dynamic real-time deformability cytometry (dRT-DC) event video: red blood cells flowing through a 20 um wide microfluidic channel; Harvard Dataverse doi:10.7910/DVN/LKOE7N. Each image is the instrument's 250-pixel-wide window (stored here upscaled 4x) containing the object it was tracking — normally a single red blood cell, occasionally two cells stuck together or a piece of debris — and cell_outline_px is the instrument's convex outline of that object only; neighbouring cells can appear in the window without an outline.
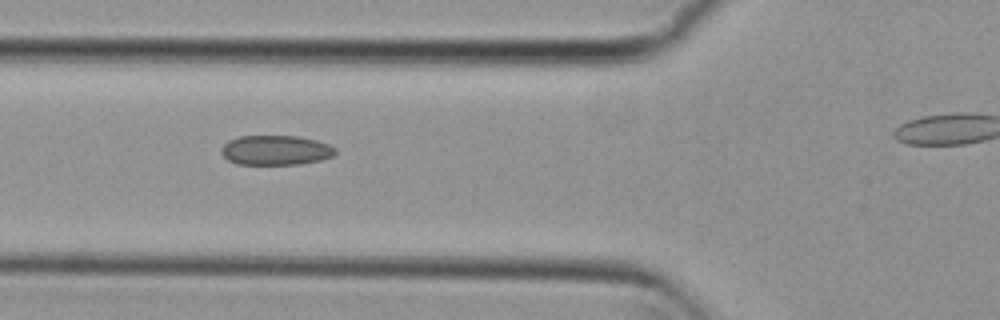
{"species": "common noctule bat (a hibernating species)", "species_latin": "Nyctalus noctula", "temperature_condition": "cold", "stored_images_in_passage": 8, "camera_frame_rate_fps": 3000, "um_per_image_px": 0.085, "animal": {"sex": "female", "body_mass_g": 29.2, "forearm_length_mm": 56.3}, "frame": {"image": 1, "passage_image": 7, "time_ms": 2.0, "image_size_px": [1000, 320], "cell_outline_px": [[336, 152], [332, 156], [320, 160], [296, 164], [236, 164], [228, 160], [220, 152], [220, 148], [228, 140], [240, 136], [296, 136], [316, 140], [328, 144], [336, 148]], "centroid_in_image_um": [23.4, 12.76], "position_along_channel_um": 102.4, "area_um2": 19.71}}